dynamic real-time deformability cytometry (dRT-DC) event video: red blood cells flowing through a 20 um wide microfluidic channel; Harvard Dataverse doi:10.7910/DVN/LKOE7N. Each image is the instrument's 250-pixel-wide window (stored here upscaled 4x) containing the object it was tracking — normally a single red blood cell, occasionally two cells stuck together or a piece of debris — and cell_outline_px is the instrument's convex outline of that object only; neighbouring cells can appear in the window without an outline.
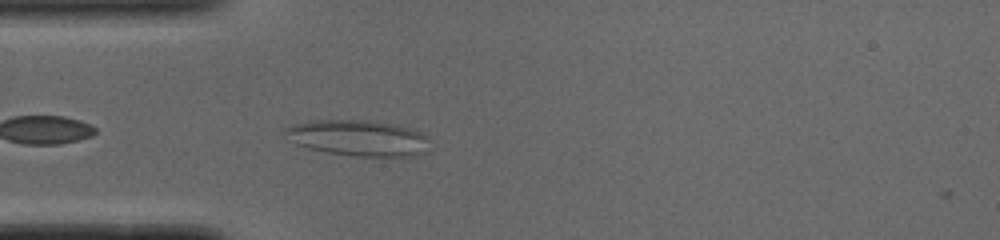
{"species": "common noctule bat (a hibernating species)", "species_latin": "Nyctalus noctula", "temperature_condition": "cold", "stored_images_in_passage": 40, "camera_frame_rate_fps": 3000, "um_per_image_px": 0.085, "animal": {"sex": "male", "body_mass_g": 19.0, "forearm_length_mm": 50.8}, "frame": {"image": 1, "passage_image": 2, "time_ms": 0.333, "image_size_px": [1000, 240], "cell_outline_px": [[428, 152], [412, 156], [356, 156], [328, 152], [308, 148], [296, 144], [284, 132], [284, 128], [296, 124], [316, 120], [372, 120], [392, 124], [408, 128], [420, 132], [428, 136]], "centroid_in_image_um": [30.49, 11.73], "position_along_channel_um": 54.5, "area_um2": 30.06}}
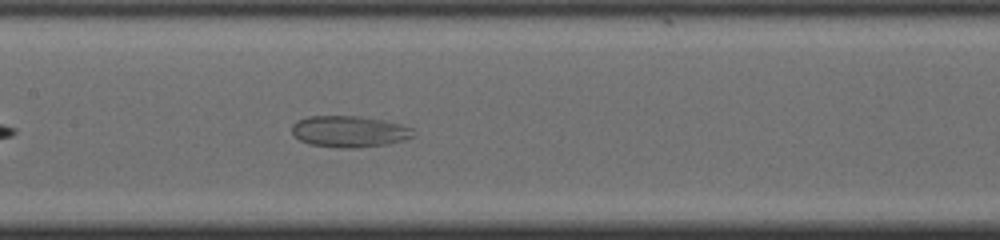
{"frame": {"image": 2, "passage_image": 12, "time_ms": 3.667, "image_size_px": [1000, 240], "cell_outline_px": [[416, 136], [404, 140], [388, 144], [352, 148], [340, 148], [308, 144], [300, 140], [292, 132], [292, 124], [296, 120], [308, 116], [360, 116], [400, 124], [412, 128]], "centroid_in_image_um": [29.68, 11.18], "position_along_channel_um": 177.7, "area_um2": 22.25}}
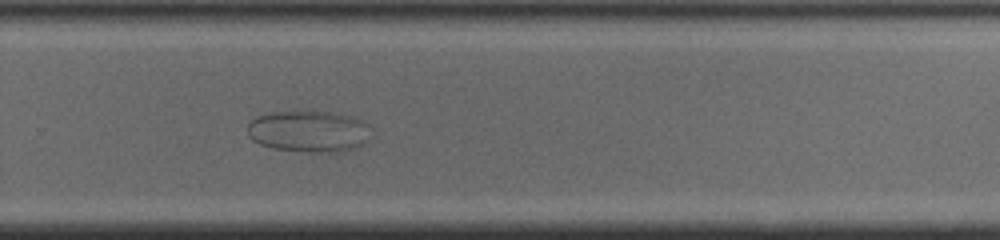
{"frame": {"image": 3, "passage_image": 22, "time_ms": 7.0, "image_size_px": [1000, 240], "cell_outline_px": [[372, 136], [364, 144], [356, 148], [340, 152], [308, 152], [272, 148], [260, 144], [252, 140], [248, 136], [248, 124], [256, 116], [272, 112], [332, 112], [364, 120], [368, 124]], "centroid_in_image_um": [26.28, 11.18], "position_along_channel_um": 303.5, "area_um2": 30.11}}